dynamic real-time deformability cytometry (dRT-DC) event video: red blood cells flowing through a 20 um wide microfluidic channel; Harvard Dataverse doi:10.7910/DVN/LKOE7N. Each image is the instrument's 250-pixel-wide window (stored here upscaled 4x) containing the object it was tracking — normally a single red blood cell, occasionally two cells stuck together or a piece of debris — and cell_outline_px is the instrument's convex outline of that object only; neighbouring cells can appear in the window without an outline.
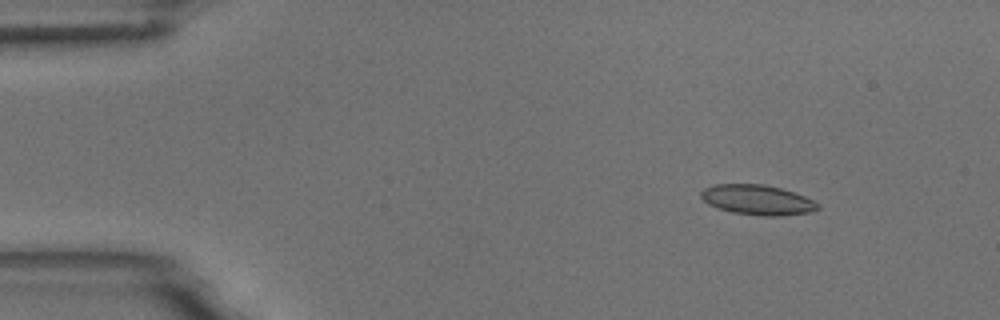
{"species": "common noctule bat (a hibernating species)", "species_latin": "Nyctalus noctula", "temperature_condition": "room temperature", "stored_images_in_passage": 51, "camera_frame_rate_fps": 3000, "um_per_image_px": 0.085, "animal": {"sex": "male", "body_mass_g": 18.8}, "frame": {"image": 1, "passage_image": 3, "time_ms": 0.667, "image_size_px": [1000, 320], "cell_outline_px": [[820, 208], [812, 212], [780, 216], [764, 216], [732, 212], [716, 208], [708, 204], [700, 196], [700, 192], [704, 188], [716, 184], [764, 184], [780, 188], [804, 196], [820, 204]], "centroid_in_image_um": [64.38, 16.99], "position_along_channel_um": 20.6, "area_um2": 20.46}}
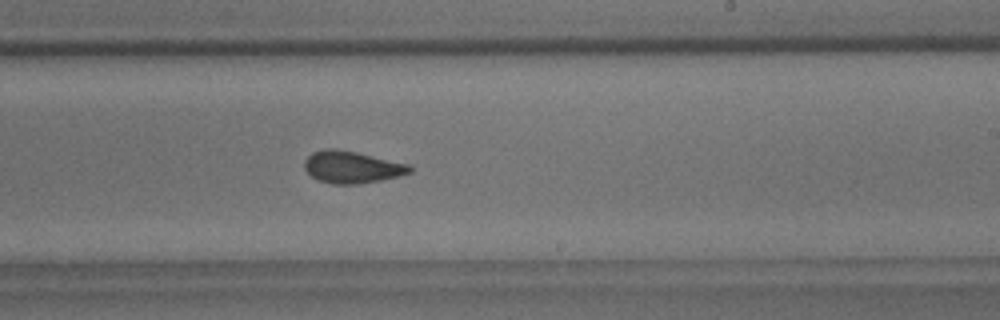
{"frame": {"image": 2, "passage_image": 29, "time_ms": 9.333, "image_size_px": [1000, 320], "cell_outline_px": [[412, 172], [400, 176], [380, 180], [356, 184], [332, 184], [320, 180], [312, 176], [304, 168], [304, 160], [312, 152], [324, 148], [336, 148], [356, 152], [412, 164]], "centroid_in_image_um": [29.94, 14.19], "position_along_channel_um": 259.1, "area_um2": 19.83}}
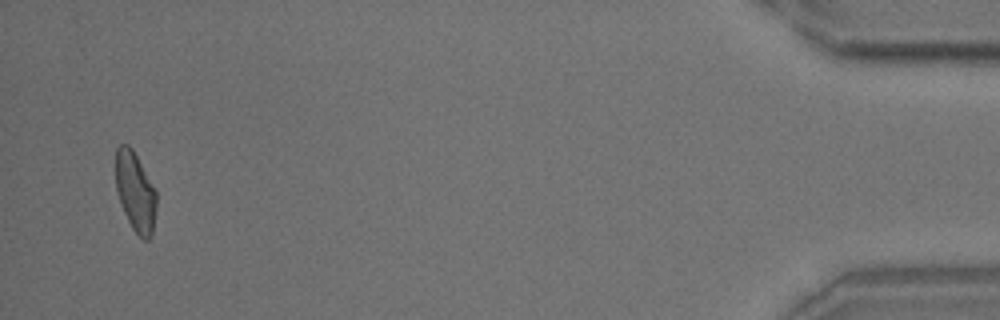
{"frame": {"image": 3, "passage_image": 49, "time_ms": 16.0, "image_size_px": [1000, 320], "cell_outline_px": [[156, 208], [152, 236], [148, 240], [144, 240], [132, 228], [120, 204], [116, 188], [116, 148], [120, 144], [128, 144], [132, 148], [156, 188]], "centroid_in_image_um": [11.51, 16.29], "position_along_channel_um": 423.7, "area_um2": 19.02}, "authors_computed_cell_mechanics": {"area_um2": 19.7676, "velocity_mm_per_s": 3.7143, "shape_relaxation_time_tau1_ms": 7.4872, "shape_relaxation_time_tau2_ms": 1.7548, "deformation_change_tau1": 0.1392, "deformation_change_tau2": 0.0947}}